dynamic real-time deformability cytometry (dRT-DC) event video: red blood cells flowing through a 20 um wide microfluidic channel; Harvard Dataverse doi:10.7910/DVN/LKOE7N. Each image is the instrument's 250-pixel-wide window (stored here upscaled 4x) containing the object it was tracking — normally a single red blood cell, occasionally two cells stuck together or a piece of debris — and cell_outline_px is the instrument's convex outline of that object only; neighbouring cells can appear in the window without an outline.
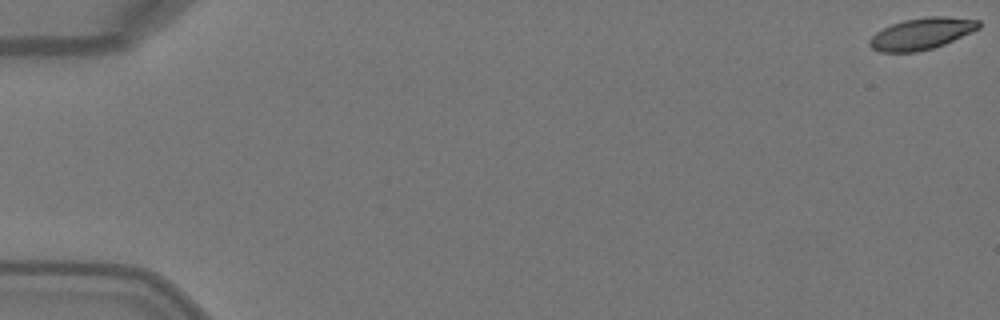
{"species": "Egyptian fruit bat (a non-hibernating species)", "species_latin": "Rousettus aegyptiacus", "temperature_condition": "warm", "stored_images_in_passage": 50, "camera_frame_rate_fps": 3000, "um_per_image_px": 0.085, "animal": {"sex": "female"}, "frame": {"image": 1, "passage_image": 1, "time_ms": 0.0, "image_size_px": [1000, 320], "cell_outline_px": [[980, 28], [972, 32], [944, 44], [932, 48], [916, 52], [880, 52], [872, 48], [868, 44], [868, 40], [876, 32], [892, 24], [904, 20], [928, 16], [944, 16], [980, 20]], "centroid_in_image_um": [78.33, 2.86], "position_along_channel_um": 6.7, "area_um2": 20.06}}
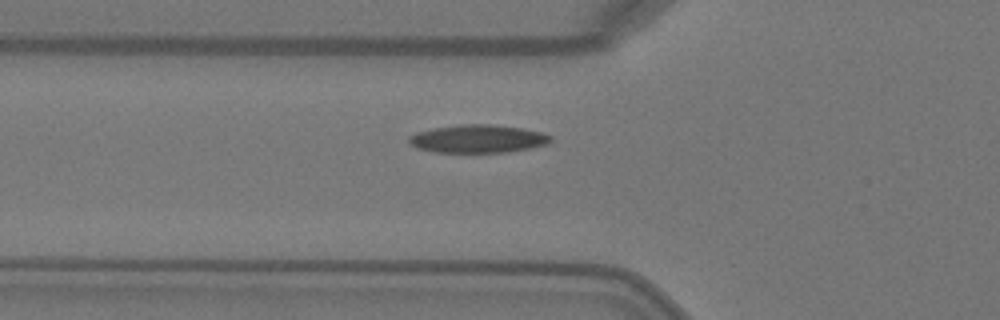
{"frame": {"image": 2, "passage_image": 19, "time_ms": 6.0, "image_size_px": [1000, 320], "cell_outline_px": [[552, 140], [544, 144], [532, 148], [508, 152], [436, 152], [416, 148], [408, 140], [408, 136], [416, 132], [436, 128], [464, 124], [492, 124], [520, 128], [544, 132], [552, 136]], "centroid_in_image_um": [40.64, 11.8], "position_along_channel_um": 85.2, "area_um2": 23.06}}
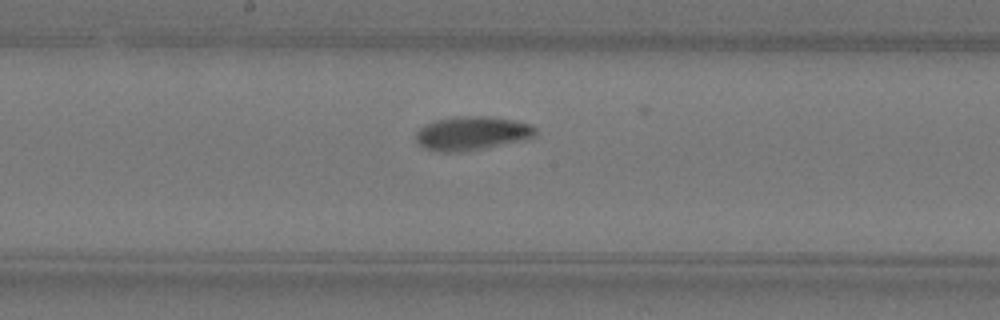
{"frame": {"image": 3, "passage_image": 28, "time_ms": 9.0, "image_size_px": [1000, 320], "cell_outline_px": [[536, 132], [532, 136], [524, 140], [464, 152], [440, 152], [424, 148], [416, 140], [416, 132], [424, 124], [436, 120], [456, 116], [488, 116], [512, 120], [532, 124], [536, 128]], "centroid_in_image_um": [40.09, 11.33], "position_along_channel_um": 208.1, "area_um2": 23.58}}